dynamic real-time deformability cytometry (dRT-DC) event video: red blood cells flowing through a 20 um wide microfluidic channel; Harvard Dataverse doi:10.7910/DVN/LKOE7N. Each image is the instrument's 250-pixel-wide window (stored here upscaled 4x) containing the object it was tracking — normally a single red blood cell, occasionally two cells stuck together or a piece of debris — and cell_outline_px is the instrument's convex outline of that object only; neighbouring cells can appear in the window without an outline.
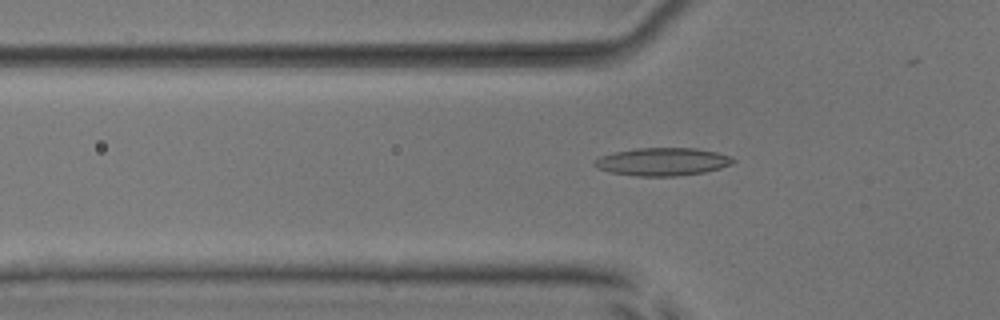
{"species": "common noctule bat (a hibernating species)", "species_latin": "Nyctalus noctula", "temperature_condition": "room temperature", "stored_images_in_passage": 44, "camera_frame_rate_fps": 3000, "um_per_image_px": 0.085, "animal": {"sex": "male", "body_mass_g": 17.9, "forearm_length_mm": 54.2}, "frame": {"image": 1, "passage_image": 18, "time_ms": 5.667, "image_size_px": [1000, 320], "cell_outline_px": [[736, 160], [732, 164], [720, 168], [704, 172], [676, 176], [636, 176], [612, 172], [596, 168], [592, 164], [592, 160], [600, 156], [616, 152], [636, 148], [696, 148], [716, 152], [732, 156]], "centroid_in_image_um": [56.31, 13.74], "position_along_channel_um": 69.5, "area_um2": 22.6}}
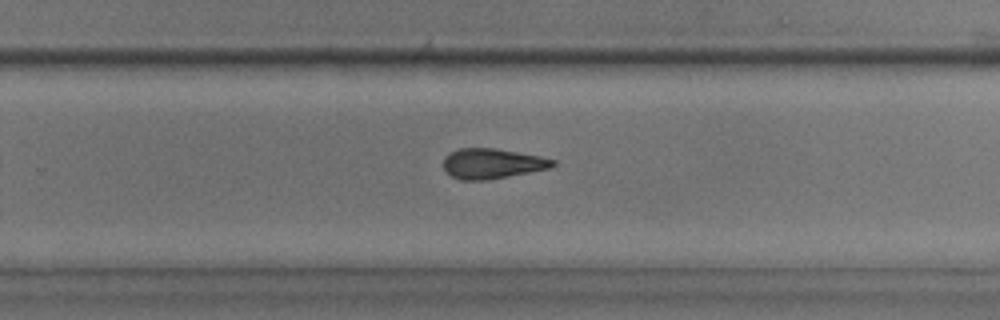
{"frame": {"image": 2, "passage_image": 35, "time_ms": 11.333, "image_size_px": [1000, 320], "cell_outline_px": [[556, 164], [548, 168], [488, 180], [460, 180], [452, 176], [444, 168], [444, 156], [448, 152], [460, 148], [492, 148], [540, 156], [556, 160]], "centroid_in_image_um": [41.8, 13.9], "position_along_channel_um": 288.0, "area_um2": 19.02}}
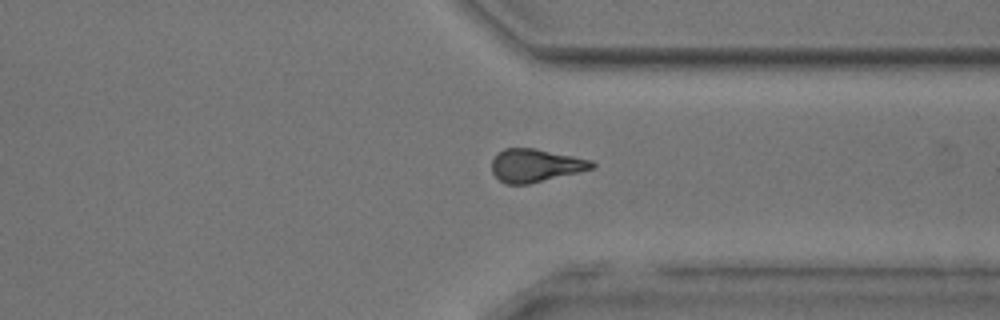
{"frame": {"image": 3, "passage_image": 41, "time_ms": 13.333, "image_size_px": [1000, 320], "cell_outline_px": [[596, 168], [528, 184], [504, 184], [492, 172], [492, 160], [504, 148], [536, 148], [592, 160], [596, 164]], "centroid_in_image_um": [45.55, 14.06], "position_along_channel_um": 365.9, "area_um2": 19.25}}